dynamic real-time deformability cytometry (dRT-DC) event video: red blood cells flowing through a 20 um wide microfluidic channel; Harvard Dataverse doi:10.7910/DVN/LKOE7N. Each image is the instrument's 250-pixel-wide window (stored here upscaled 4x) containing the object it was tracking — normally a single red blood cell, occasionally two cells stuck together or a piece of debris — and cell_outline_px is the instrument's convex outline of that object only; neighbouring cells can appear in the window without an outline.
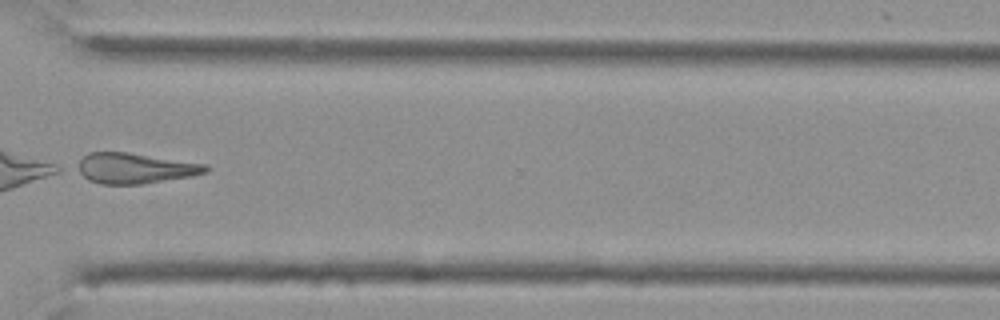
{"species": "Egyptian fruit bat (a non-hibernating species)", "species_latin": "Rousettus aegyptiacus", "temperature_condition": "cold", "stored_images_in_passage": 12, "camera_frame_rate_fps": 3000, "um_per_image_px": 0.085, "animal": {"sex": "female"}, "frame": {"image": 1, "passage_image": 10, "time_ms": 11.667, "image_size_px": [1000, 320], "cell_outline_px": [[212, 168], [208, 172], [192, 176], [144, 184], [100, 184], [88, 180], [76, 172], [72, 168], [88, 152], [128, 152], [208, 164]], "centroid_in_image_um": [11.46, 14.3], "position_along_channel_um": 359.1, "area_um2": 23.35}}